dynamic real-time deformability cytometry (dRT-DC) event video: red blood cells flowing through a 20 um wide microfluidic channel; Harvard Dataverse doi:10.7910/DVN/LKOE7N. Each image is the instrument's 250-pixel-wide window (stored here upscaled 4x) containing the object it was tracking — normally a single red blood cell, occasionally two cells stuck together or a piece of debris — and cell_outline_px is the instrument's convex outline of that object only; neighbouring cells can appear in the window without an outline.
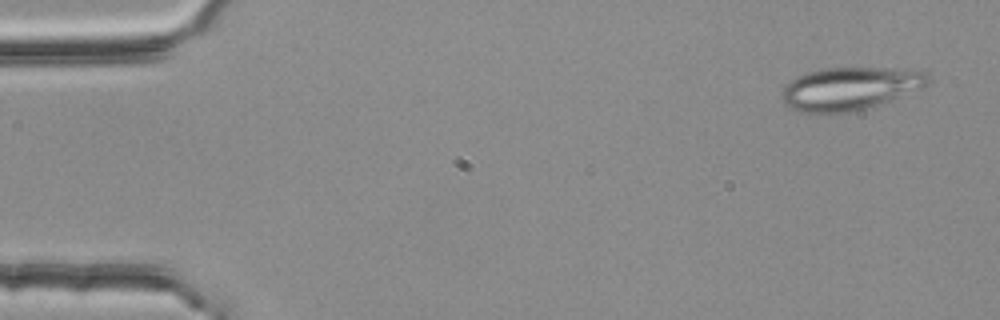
{"species": "common noctule bat (a hibernating species)", "species_latin": "Nyctalus noctula", "temperature_condition": "room temperature", "stored_images_in_passage": 5, "camera_frame_rate_fps": 3000, "um_per_image_px": 0.085, "animal": {"sex": "female", "body_mass_g": 25.1}, "frame": {"image": 1, "passage_image": 1, "time_ms": 0.0, "image_size_px": [1000, 320], "cell_outline_px": [[932, 80], [924, 88], [880, 104], [852, 112], [800, 112], [784, 104], [780, 96], [784, 88], [792, 80], [808, 72], [824, 68], [908, 68], [928, 72]], "centroid_in_image_um": [72.34, 7.51], "position_along_channel_um": 12.7, "area_um2": 36.7}}